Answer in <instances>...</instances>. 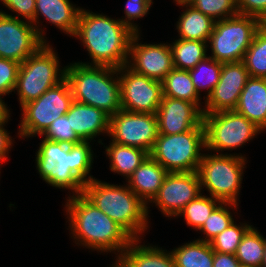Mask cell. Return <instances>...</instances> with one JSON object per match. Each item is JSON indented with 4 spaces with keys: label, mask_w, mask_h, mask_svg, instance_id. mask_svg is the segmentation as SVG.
<instances>
[{
    "label": "cell",
    "mask_w": 266,
    "mask_h": 267,
    "mask_svg": "<svg viewBox=\"0 0 266 267\" xmlns=\"http://www.w3.org/2000/svg\"><path fill=\"white\" fill-rule=\"evenodd\" d=\"M109 137L114 143L152 150L158 136L156 114L119 110L110 116Z\"/></svg>",
    "instance_id": "12"
},
{
    "label": "cell",
    "mask_w": 266,
    "mask_h": 267,
    "mask_svg": "<svg viewBox=\"0 0 266 267\" xmlns=\"http://www.w3.org/2000/svg\"><path fill=\"white\" fill-rule=\"evenodd\" d=\"M261 267H266V237H265V252Z\"/></svg>",
    "instance_id": "45"
},
{
    "label": "cell",
    "mask_w": 266,
    "mask_h": 267,
    "mask_svg": "<svg viewBox=\"0 0 266 267\" xmlns=\"http://www.w3.org/2000/svg\"><path fill=\"white\" fill-rule=\"evenodd\" d=\"M70 2L69 0H35L34 26L45 43L48 41L44 37V30L38 27L40 23L39 15L65 34L73 37L81 8Z\"/></svg>",
    "instance_id": "19"
},
{
    "label": "cell",
    "mask_w": 266,
    "mask_h": 267,
    "mask_svg": "<svg viewBox=\"0 0 266 267\" xmlns=\"http://www.w3.org/2000/svg\"><path fill=\"white\" fill-rule=\"evenodd\" d=\"M140 32L134 33L126 66L133 72L162 81L174 69L171 47L167 43L142 44Z\"/></svg>",
    "instance_id": "16"
},
{
    "label": "cell",
    "mask_w": 266,
    "mask_h": 267,
    "mask_svg": "<svg viewBox=\"0 0 266 267\" xmlns=\"http://www.w3.org/2000/svg\"><path fill=\"white\" fill-rule=\"evenodd\" d=\"M265 252V238L252 226L243 236L235 257L240 265L261 267Z\"/></svg>",
    "instance_id": "29"
},
{
    "label": "cell",
    "mask_w": 266,
    "mask_h": 267,
    "mask_svg": "<svg viewBox=\"0 0 266 267\" xmlns=\"http://www.w3.org/2000/svg\"><path fill=\"white\" fill-rule=\"evenodd\" d=\"M134 33L120 19L81 8L73 37L80 39L92 61L78 63L114 68L125 66Z\"/></svg>",
    "instance_id": "2"
},
{
    "label": "cell",
    "mask_w": 266,
    "mask_h": 267,
    "mask_svg": "<svg viewBox=\"0 0 266 267\" xmlns=\"http://www.w3.org/2000/svg\"><path fill=\"white\" fill-rule=\"evenodd\" d=\"M205 148L204 128H193L178 134H158L149 156L167 172H194Z\"/></svg>",
    "instance_id": "8"
},
{
    "label": "cell",
    "mask_w": 266,
    "mask_h": 267,
    "mask_svg": "<svg viewBox=\"0 0 266 267\" xmlns=\"http://www.w3.org/2000/svg\"><path fill=\"white\" fill-rule=\"evenodd\" d=\"M261 26L266 30V16L262 19Z\"/></svg>",
    "instance_id": "46"
},
{
    "label": "cell",
    "mask_w": 266,
    "mask_h": 267,
    "mask_svg": "<svg viewBox=\"0 0 266 267\" xmlns=\"http://www.w3.org/2000/svg\"><path fill=\"white\" fill-rule=\"evenodd\" d=\"M133 239L118 259L125 267H175L171 252Z\"/></svg>",
    "instance_id": "23"
},
{
    "label": "cell",
    "mask_w": 266,
    "mask_h": 267,
    "mask_svg": "<svg viewBox=\"0 0 266 267\" xmlns=\"http://www.w3.org/2000/svg\"><path fill=\"white\" fill-rule=\"evenodd\" d=\"M221 70L222 63L209 56L190 69L189 73L196 92L201 95V90L207 89V95L204 98H208L213 88L219 82Z\"/></svg>",
    "instance_id": "30"
},
{
    "label": "cell",
    "mask_w": 266,
    "mask_h": 267,
    "mask_svg": "<svg viewBox=\"0 0 266 267\" xmlns=\"http://www.w3.org/2000/svg\"><path fill=\"white\" fill-rule=\"evenodd\" d=\"M74 101L66 79L45 91L38 99L21 107L22 120L19 124V137L42 136L51 123L66 114Z\"/></svg>",
    "instance_id": "10"
},
{
    "label": "cell",
    "mask_w": 266,
    "mask_h": 267,
    "mask_svg": "<svg viewBox=\"0 0 266 267\" xmlns=\"http://www.w3.org/2000/svg\"><path fill=\"white\" fill-rule=\"evenodd\" d=\"M20 63L0 57V95L14 91Z\"/></svg>",
    "instance_id": "38"
},
{
    "label": "cell",
    "mask_w": 266,
    "mask_h": 267,
    "mask_svg": "<svg viewBox=\"0 0 266 267\" xmlns=\"http://www.w3.org/2000/svg\"><path fill=\"white\" fill-rule=\"evenodd\" d=\"M197 172H168L150 203L156 204L166 217H176L179 212L201 194Z\"/></svg>",
    "instance_id": "15"
},
{
    "label": "cell",
    "mask_w": 266,
    "mask_h": 267,
    "mask_svg": "<svg viewBox=\"0 0 266 267\" xmlns=\"http://www.w3.org/2000/svg\"><path fill=\"white\" fill-rule=\"evenodd\" d=\"M175 2H178V1H187V0H174Z\"/></svg>",
    "instance_id": "48"
},
{
    "label": "cell",
    "mask_w": 266,
    "mask_h": 267,
    "mask_svg": "<svg viewBox=\"0 0 266 267\" xmlns=\"http://www.w3.org/2000/svg\"><path fill=\"white\" fill-rule=\"evenodd\" d=\"M234 110L266 130V78L250 76Z\"/></svg>",
    "instance_id": "21"
},
{
    "label": "cell",
    "mask_w": 266,
    "mask_h": 267,
    "mask_svg": "<svg viewBox=\"0 0 266 267\" xmlns=\"http://www.w3.org/2000/svg\"><path fill=\"white\" fill-rule=\"evenodd\" d=\"M39 145L35 163L42 180L55 188L71 190L72 196L83 194L85 183L95 178L89 174L94 161L90 142L67 145L43 138Z\"/></svg>",
    "instance_id": "1"
},
{
    "label": "cell",
    "mask_w": 266,
    "mask_h": 267,
    "mask_svg": "<svg viewBox=\"0 0 266 267\" xmlns=\"http://www.w3.org/2000/svg\"><path fill=\"white\" fill-rule=\"evenodd\" d=\"M106 146V155L110 159V170L119 175L125 176L127 180L149 156L144 149L126 146L111 142Z\"/></svg>",
    "instance_id": "25"
},
{
    "label": "cell",
    "mask_w": 266,
    "mask_h": 267,
    "mask_svg": "<svg viewBox=\"0 0 266 267\" xmlns=\"http://www.w3.org/2000/svg\"><path fill=\"white\" fill-rule=\"evenodd\" d=\"M213 267H240L235 254H226L214 251Z\"/></svg>",
    "instance_id": "42"
},
{
    "label": "cell",
    "mask_w": 266,
    "mask_h": 267,
    "mask_svg": "<svg viewBox=\"0 0 266 267\" xmlns=\"http://www.w3.org/2000/svg\"><path fill=\"white\" fill-rule=\"evenodd\" d=\"M8 122H0V165L8 158L7 155L13 145V141L8 131L4 128Z\"/></svg>",
    "instance_id": "41"
},
{
    "label": "cell",
    "mask_w": 266,
    "mask_h": 267,
    "mask_svg": "<svg viewBox=\"0 0 266 267\" xmlns=\"http://www.w3.org/2000/svg\"><path fill=\"white\" fill-rule=\"evenodd\" d=\"M122 110L156 114L163 98L162 82L137 74L126 65L118 68Z\"/></svg>",
    "instance_id": "13"
},
{
    "label": "cell",
    "mask_w": 266,
    "mask_h": 267,
    "mask_svg": "<svg viewBox=\"0 0 266 267\" xmlns=\"http://www.w3.org/2000/svg\"><path fill=\"white\" fill-rule=\"evenodd\" d=\"M191 200L176 217H184L186 225L198 231L211 212L221 203L220 200L202 195Z\"/></svg>",
    "instance_id": "32"
},
{
    "label": "cell",
    "mask_w": 266,
    "mask_h": 267,
    "mask_svg": "<svg viewBox=\"0 0 266 267\" xmlns=\"http://www.w3.org/2000/svg\"><path fill=\"white\" fill-rule=\"evenodd\" d=\"M240 225L232 222L225 230L218 234L210 242L213 251L226 254H235L243 236L253 226L249 225V223H240Z\"/></svg>",
    "instance_id": "34"
},
{
    "label": "cell",
    "mask_w": 266,
    "mask_h": 267,
    "mask_svg": "<svg viewBox=\"0 0 266 267\" xmlns=\"http://www.w3.org/2000/svg\"><path fill=\"white\" fill-rule=\"evenodd\" d=\"M240 267H256V266H246V265H240Z\"/></svg>",
    "instance_id": "47"
},
{
    "label": "cell",
    "mask_w": 266,
    "mask_h": 267,
    "mask_svg": "<svg viewBox=\"0 0 266 267\" xmlns=\"http://www.w3.org/2000/svg\"><path fill=\"white\" fill-rule=\"evenodd\" d=\"M170 252L175 267H213L214 251L210 243L196 239Z\"/></svg>",
    "instance_id": "26"
},
{
    "label": "cell",
    "mask_w": 266,
    "mask_h": 267,
    "mask_svg": "<svg viewBox=\"0 0 266 267\" xmlns=\"http://www.w3.org/2000/svg\"><path fill=\"white\" fill-rule=\"evenodd\" d=\"M152 4V0H127L124 9L125 16L120 20L133 32L138 33L140 29L136 23L134 24V20L144 18L143 16L148 14Z\"/></svg>",
    "instance_id": "37"
},
{
    "label": "cell",
    "mask_w": 266,
    "mask_h": 267,
    "mask_svg": "<svg viewBox=\"0 0 266 267\" xmlns=\"http://www.w3.org/2000/svg\"><path fill=\"white\" fill-rule=\"evenodd\" d=\"M203 111L196 104L163 96L156 111L158 134L173 135L204 128Z\"/></svg>",
    "instance_id": "18"
},
{
    "label": "cell",
    "mask_w": 266,
    "mask_h": 267,
    "mask_svg": "<svg viewBox=\"0 0 266 267\" xmlns=\"http://www.w3.org/2000/svg\"><path fill=\"white\" fill-rule=\"evenodd\" d=\"M65 210L69 229L76 245H81L91 251L97 250L100 253L114 251L117 257L115 260H118L133 240L121 226L83 194L68 196Z\"/></svg>",
    "instance_id": "3"
},
{
    "label": "cell",
    "mask_w": 266,
    "mask_h": 267,
    "mask_svg": "<svg viewBox=\"0 0 266 267\" xmlns=\"http://www.w3.org/2000/svg\"><path fill=\"white\" fill-rule=\"evenodd\" d=\"M118 75V68L78 62L66 66L65 70L74 101L94 106L109 116L122 109Z\"/></svg>",
    "instance_id": "5"
},
{
    "label": "cell",
    "mask_w": 266,
    "mask_h": 267,
    "mask_svg": "<svg viewBox=\"0 0 266 267\" xmlns=\"http://www.w3.org/2000/svg\"><path fill=\"white\" fill-rule=\"evenodd\" d=\"M10 109L5 104L2 96L0 95V122H8L10 120Z\"/></svg>",
    "instance_id": "43"
},
{
    "label": "cell",
    "mask_w": 266,
    "mask_h": 267,
    "mask_svg": "<svg viewBox=\"0 0 266 267\" xmlns=\"http://www.w3.org/2000/svg\"><path fill=\"white\" fill-rule=\"evenodd\" d=\"M67 145L80 143L81 140L78 138L74 130L71 128L70 119L67 118L66 114L55 119L47 131L40 137H43Z\"/></svg>",
    "instance_id": "36"
},
{
    "label": "cell",
    "mask_w": 266,
    "mask_h": 267,
    "mask_svg": "<svg viewBox=\"0 0 266 267\" xmlns=\"http://www.w3.org/2000/svg\"><path fill=\"white\" fill-rule=\"evenodd\" d=\"M205 150H233L243 147L262 130L235 110L203 113Z\"/></svg>",
    "instance_id": "11"
},
{
    "label": "cell",
    "mask_w": 266,
    "mask_h": 267,
    "mask_svg": "<svg viewBox=\"0 0 266 267\" xmlns=\"http://www.w3.org/2000/svg\"><path fill=\"white\" fill-rule=\"evenodd\" d=\"M261 28V20L254 16L237 14L234 17L215 21L208 44L211 56L220 63L243 61L256 32Z\"/></svg>",
    "instance_id": "9"
},
{
    "label": "cell",
    "mask_w": 266,
    "mask_h": 267,
    "mask_svg": "<svg viewBox=\"0 0 266 267\" xmlns=\"http://www.w3.org/2000/svg\"><path fill=\"white\" fill-rule=\"evenodd\" d=\"M66 116L81 141L91 142L101 133L109 134L110 116L94 106L73 101Z\"/></svg>",
    "instance_id": "20"
},
{
    "label": "cell",
    "mask_w": 266,
    "mask_h": 267,
    "mask_svg": "<svg viewBox=\"0 0 266 267\" xmlns=\"http://www.w3.org/2000/svg\"><path fill=\"white\" fill-rule=\"evenodd\" d=\"M249 77L243 61L222 63L219 82L205 99L203 113L234 110Z\"/></svg>",
    "instance_id": "17"
},
{
    "label": "cell",
    "mask_w": 266,
    "mask_h": 267,
    "mask_svg": "<svg viewBox=\"0 0 266 267\" xmlns=\"http://www.w3.org/2000/svg\"><path fill=\"white\" fill-rule=\"evenodd\" d=\"M110 267H125L119 260H116Z\"/></svg>",
    "instance_id": "44"
},
{
    "label": "cell",
    "mask_w": 266,
    "mask_h": 267,
    "mask_svg": "<svg viewBox=\"0 0 266 267\" xmlns=\"http://www.w3.org/2000/svg\"><path fill=\"white\" fill-rule=\"evenodd\" d=\"M59 60L55 50L45 43L20 64L14 92L21 107L65 79L66 67L61 70Z\"/></svg>",
    "instance_id": "7"
},
{
    "label": "cell",
    "mask_w": 266,
    "mask_h": 267,
    "mask_svg": "<svg viewBox=\"0 0 266 267\" xmlns=\"http://www.w3.org/2000/svg\"><path fill=\"white\" fill-rule=\"evenodd\" d=\"M173 56V64L175 69L190 70L194 68L200 61L208 57L207 42L196 40L176 39L169 44Z\"/></svg>",
    "instance_id": "28"
},
{
    "label": "cell",
    "mask_w": 266,
    "mask_h": 267,
    "mask_svg": "<svg viewBox=\"0 0 266 267\" xmlns=\"http://www.w3.org/2000/svg\"><path fill=\"white\" fill-rule=\"evenodd\" d=\"M163 96L196 104L200 109V95L196 92L189 70L172 69L161 81Z\"/></svg>",
    "instance_id": "27"
},
{
    "label": "cell",
    "mask_w": 266,
    "mask_h": 267,
    "mask_svg": "<svg viewBox=\"0 0 266 267\" xmlns=\"http://www.w3.org/2000/svg\"><path fill=\"white\" fill-rule=\"evenodd\" d=\"M246 157L241 154H203L197 168L201 190L221 202L238 204Z\"/></svg>",
    "instance_id": "6"
},
{
    "label": "cell",
    "mask_w": 266,
    "mask_h": 267,
    "mask_svg": "<svg viewBox=\"0 0 266 267\" xmlns=\"http://www.w3.org/2000/svg\"><path fill=\"white\" fill-rule=\"evenodd\" d=\"M43 44L31 22L0 12V57L21 64Z\"/></svg>",
    "instance_id": "14"
},
{
    "label": "cell",
    "mask_w": 266,
    "mask_h": 267,
    "mask_svg": "<svg viewBox=\"0 0 266 267\" xmlns=\"http://www.w3.org/2000/svg\"><path fill=\"white\" fill-rule=\"evenodd\" d=\"M6 8L17 13L15 16L0 10L1 13L19 19L21 16L23 20L29 21L34 25L35 16V0H0Z\"/></svg>",
    "instance_id": "39"
},
{
    "label": "cell",
    "mask_w": 266,
    "mask_h": 267,
    "mask_svg": "<svg viewBox=\"0 0 266 267\" xmlns=\"http://www.w3.org/2000/svg\"><path fill=\"white\" fill-rule=\"evenodd\" d=\"M178 6L185 7V11L179 15L176 29L179 39L208 42L213 32L215 21L195 9L187 1L176 2Z\"/></svg>",
    "instance_id": "24"
},
{
    "label": "cell",
    "mask_w": 266,
    "mask_h": 267,
    "mask_svg": "<svg viewBox=\"0 0 266 267\" xmlns=\"http://www.w3.org/2000/svg\"><path fill=\"white\" fill-rule=\"evenodd\" d=\"M92 179L83 195L133 239H140L149 228L147 205L128 187Z\"/></svg>",
    "instance_id": "4"
},
{
    "label": "cell",
    "mask_w": 266,
    "mask_h": 267,
    "mask_svg": "<svg viewBox=\"0 0 266 267\" xmlns=\"http://www.w3.org/2000/svg\"><path fill=\"white\" fill-rule=\"evenodd\" d=\"M167 171L154 159L148 156L126 180L128 187L147 205L157 195Z\"/></svg>",
    "instance_id": "22"
},
{
    "label": "cell",
    "mask_w": 266,
    "mask_h": 267,
    "mask_svg": "<svg viewBox=\"0 0 266 267\" xmlns=\"http://www.w3.org/2000/svg\"><path fill=\"white\" fill-rule=\"evenodd\" d=\"M231 206V207H230ZM238 204L221 202L208 216L199 231L206 235L198 240L210 243L218 234L234 222L230 208L237 209Z\"/></svg>",
    "instance_id": "33"
},
{
    "label": "cell",
    "mask_w": 266,
    "mask_h": 267,
    "mask_svg": "<svg viewBox=\"0 0 266 267\" xmlns=\"http://www.w3.org/2000/svg\"><path fill=\"white\" fill-rule=\"evenodd\" d=\"M240 15L254 16L261 21L266 16V0H236Z\"/></svg>",
    "instance_id": "40"
},
{
    "label": "cell",
    "mask_w": 266,
    "mask_h": 267,
    "mask_svg": "<svg viewBox=\"0 0 266 267\" xmlns=\"http://www.w3.org/2000/svg\"><path fill=\"white\" fill-rule=\"evenodd\" d=\"M243 63L249 76L266 78V30L262 26L245 52Z\"/></svg>",
    "instance_id": "31"
},
{
    "label": "cell",
    "mask_w": 266,
    "mask_h": 267,
    "mask_svg": "<svg viewBox=\"0 0 266 267\" xmlns=\"http://www.w3.org/2000/svg\"><path fill=\"white\" fill-rule=\"evenodd\" d=\"M187 2L214 21H220L239 14L236 0H187Z\"/></svg>",
    "instance_id": "35"
}]
</instances>
